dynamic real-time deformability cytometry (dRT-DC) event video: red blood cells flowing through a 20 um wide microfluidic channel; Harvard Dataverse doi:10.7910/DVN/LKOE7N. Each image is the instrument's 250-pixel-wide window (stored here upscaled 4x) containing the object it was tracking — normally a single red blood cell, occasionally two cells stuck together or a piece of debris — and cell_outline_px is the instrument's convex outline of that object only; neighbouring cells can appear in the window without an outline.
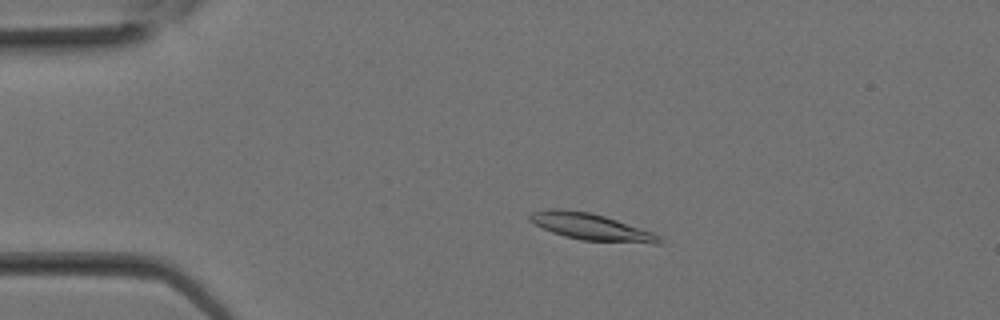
{"species": "Egyptian fruit bat (a non-hibernating species)", "species_latin": "Rousettus aegyptiacus", "temperature_condition": "room temperature", "stored_images_in_passage": 13, "camera_frame_rate_fps": 3000, "um_per_image_px": 0.085, "animal": {"sex": "female"}, "frame": {"image": 1, "passage_image": 5, "time_ms": 1.333, "image_size_px": [1000, 320], "cell_outline_px": [[664, 244], [652, 244], [580, 240], [564, 236], [552, 232], [528, 220], [528, 216], [532, 212], [548, 208], [556, 208], [588, 212], [604, 216], [652, 232], [660, 236]], "centroid_in_image_um": [50.25, 19.29], "position_along_channel_um": 34.7, "area_um2": 20.11}}
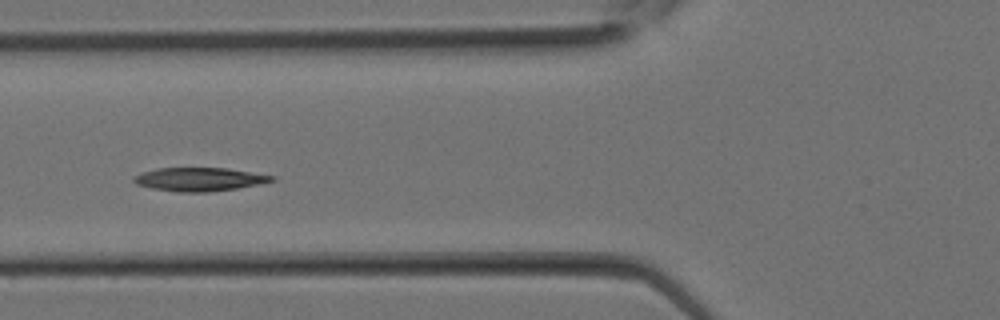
{"frame": {"image": 2, "passage_image": 10, "time_ms": 3.0, "image_size_px": [1000, 320], "cell_outline_px": [[276, 180], [260, 184], [236, 188], [208, 192], [176, 192], [152, 188], [136, 184], [132, 180], [132, 176], [156, 168], [228, 168], [276, 176]], "centroid_in_image_um": [16.95, 15.24], "position_along_channel_um": 108.8, "area_um2": 18.96}}
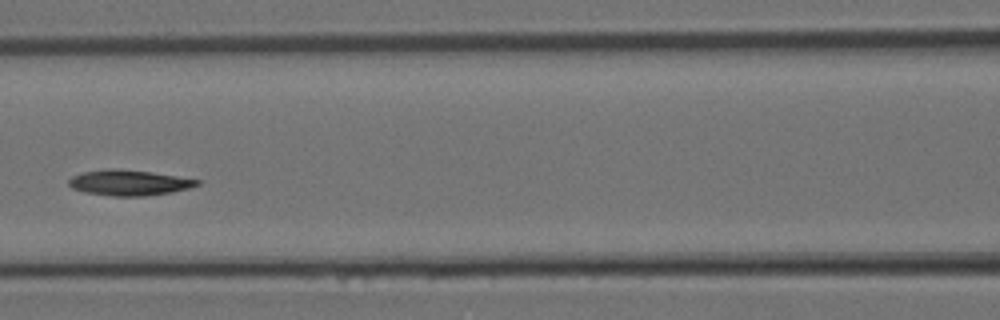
{"frame": {"image": 3, "passage_image": 12, "time_ms": 3.667, "image_size_px": [1000, 320], "cell_outline_px": [[200, 184], [188, 188], [172, 192], [144, 196], [112, 196], [84, 192], [72, 188], [68, 184], [68, 180], [72, 176], [84, 172], [108, 168], [116, 168], [152, 172], [200, 180]], "centroid_in_image_um": [10.94, 15.52], "position_along_channel_um": 155.7, "area_um2": 19.07}}